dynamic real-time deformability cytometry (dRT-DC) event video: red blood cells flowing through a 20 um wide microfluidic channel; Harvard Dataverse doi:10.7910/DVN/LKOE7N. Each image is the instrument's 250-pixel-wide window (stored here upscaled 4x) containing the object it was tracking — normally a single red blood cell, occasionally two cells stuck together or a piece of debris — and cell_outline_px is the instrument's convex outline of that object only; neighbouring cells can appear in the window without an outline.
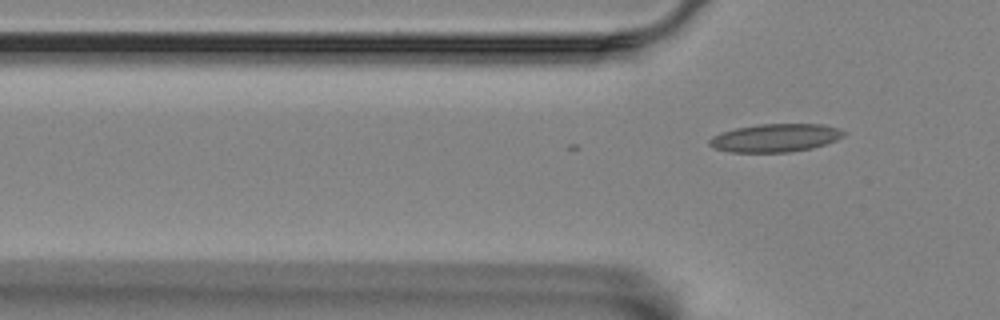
{"species": "Egyptian fruit bat (a non-hibernating species)", "species_latin": "Rousettus aegyptiacus", "temperature_condition": "room temperature", "stored_images_in_passage": 2, "camera_frame_rate_fps": 3000, "um_per_image_px": 0.085, "animal": {"sex": "female"}, "frame": {"image": 1, "passage_image": 2, "time_ms": 0.333, "image_size_px": [1000, 320], "cell_outline_px": [[844, 136], [836, 140], [812, 148], [788, 152], [728, 152], [716, 148], [708, 144], [708, 140], [712, 136], [720, 132], [736, 128], [756, 124], [824, 124], [840, 128], [844, 132]], "centroid_in_image_um": [65.89, 11.71], "position_along_channel_um": 59.9, "area_um2": 22.08}}